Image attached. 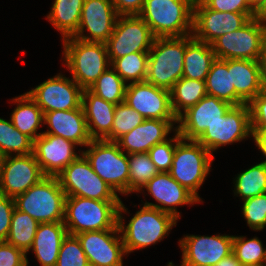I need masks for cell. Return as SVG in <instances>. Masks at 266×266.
Wrapping results in <instances>:
<instances>
[{
  "mask_svg": "<svg viewBox=\"0 0 266 266\" xmlns=\"http://www.w3.org/2000/svg\"><path fill=\"white\" fill-rule=\"evenodd\" d=\"M77 148L75 143L63 137L43 133L34 140L33 154L45 176L57 177L82 154Z\"/></svg>",
  "mask_w": 266,
  "mask_h": 266,
  "instance_id": "cell-22",
  "label": "cell"
},
{
  "mask_svg": "<svg viewBox=\"0 0 266 266\" xmlns=\"http://www.w3.org/2000/svg\"><path fill=\"white\" fill-rule=\"evenodd\" d=\"M216 59L212 46L187 35V46L183 59V77L206 81L213 61Z\"/></svg>",
  "mask_w": 266,
  "mask_h": 266,
  "instance_id": "cell-29",
  "label": "cell"
},
{
  "mask_svg": "<svg viewBox=\"0 0 266 266\" xmlns=\"http://www.w3.org/2000/svg\"><path fill=\"white\" fill-rule=\"evenodd\" d=\"M92 140L111 141L115 104L105 101L89 89H83L82 104Z\"/></svg>",
  "mask_w": 266,
  "mask_h": 266,
  "instance_id": "cell-25",
  "label": "cell"
},
{
  "mask_svg": "<svg viewBox=\"0 0 266 266\" xmlns=\"http://www.w3.org/2000/svg\"><path fill=\"white\" fill-rule=\"evenodd\" d=\"M145 0H111L119 15H138Z\"/></svg>",
  "mask_w": 266,
  "mask_h": 266,
  "instance_id": "cell-48",
  "label": "cell"
},
{
  "mask_svg": "<svg viewBox=\"0 0 266 266\" xmlns=\"http://www.w3.org/2000/svg\"><path fill=\"white\" fill-rule=\"evenodd\" d=\"M14 209V198L0 194V241L8 237Z\"/></svg>",
  "mask_w": 266,
  "mask_h": 266,
  "instance_id": "cell-47",
  "label": "cell"
},
{
  "mask_svg": "<svg viewBox=\"0 0 266 266\" xmlns=\"http://www.w3.org/2000/svg\"><path fill=\"white\" fill-rule=\"evenodd\" d=\"M144 120L145 118L139 112L132 109L125 101L117 104L111 129V141L116 142L120 137L132 131Z\"/></svg>",
  "mask_w": 266,
  "mask_h": 266,
  "instance_id": "cell-40",
  "label": "cell"
},
{
  "mask_svg": "<svg viewBox=\"0 0 266 266\" xmlns=\"http://www.w3.org/2000/svg\"><path fill=\"white\" fill-rule=\"evenodd\" d=\"M192 4H197L202 2V0H189Z\"/></svg>",
  "mask_w": 266,
  "mask_h": 266,
  "instance_id": "cell-55",
  "label": "cell"
},
{
  "mask_svg": "<svg viewBox=\"0 0 266 266\" xmlns=\"http://www.w3.org/2000/svg\"><path fill=\"white\" fill-rule=\"evenodd\" d=\"M255 17L260 19L264 24H266V0L263 6L255 13Z\"/></svg>",
  "mask_w": 266,
  "mask_h": 266,
  "instance_id": "cell-53",
  "label": "cell"
},
{
  "mask_svg": "<svg viewBox=\"0 0 266 266\" xmlns=\"http://www.w3.org/2000/svg\"><path fill=\"white\" fill-rule=\"evenodd\" d=\"M255 13L218 12L202 2L193 5V31L195 39L211 45L220 36L244 26Z\"/></svg>",
  "mask_w": 266,
  "mask_h": 266,
  "instance_id": "cell-15",
  "label": "cell"
},
{
  "mask_svg": "<svg viewBox=\"0 0 266 266\" xmlns=\"http://www.w3.org/2000/svg\"><path fill=\"white\" fill-rule=\"evenodd\" d=\"M231 78L235 87V106L248 104L265 89L260 61L231 59Z\"/></svg>",
  "mask_w": 266,
  "mask_h": 266,
  "instance_id": "cell-26",
  "label": "cell"
},
{
  "mask_svg": "<svg viewBox=\"0 0 266 266\" xmlns=\"http://www.w3.org/2000/svg\"><path fill=\"white\" fill-rule=\"evenodd\" d=\"M29 260L26 253L15 246L0 241V266H27Z\"/></svg>",
  "mask_w": 266,
  "mask_h": 266,
  "instance_id": "cell-45",
  "label": "cell"
},
{
  "mask_svg": "<svg viewBox=\"0 0 266 266\" xmlns=\"http://www.w3.org/2000/svg\"><path fill=\"white\" fill-rule=\"evenodd\" d=\"M178 120L145 119L116 143L126 154L147 153L154 145L164 142L177 130Z\"/></svg>",
  "mask_w": 266,
  "mask_h": 266,
  "instance_id": "cell-23",
  "label": "cell"
},
{
  "mask_svg": "<svg viewBox=\"0 0 266 266\" xmlns=\"http://www.w3.org/2000/svg\"><path fill=\"white\" fill-rule=\"evenodd\" d=\"M10 102L16 105L10 114V120L16 129L33 141L43 134L38 130L44 126V112L27 92L13 97Z\"/></svg>",
  "mask_w": 266,
  "mask_h": 266,
  "instance_id": "cell-28",
  "label": "cell"
},
{
  "mask_svg": "<svg viewBox=\"0 0 266 266\" xmlns=\"http://www.w3.org/2000/svg\"><path fill=\"white\" fill-rule=\"evenodd\" d=\"M129 164V195L140 192L141 189L156 174L159 173L148 153H133L128 155Z\"/></svg>",
  "mask_w": 266,
  "mask_h": 266,
  "instance_id": "cell-38",
  "label": "cell"
},
{
  "mask_svg": "<svg viewBox=\"0 0 266 266\" xmlns=\"http://www.w3.org/2000/svg\"><path fill=\"white\" fill-rule=\"evenodd\" d=\"M89 266H123L127 257L119 229L86 231L76 235Z\"/></svg>",
  "mask_w": 266,
  "mask_h": 266,
  "instance_id": "cell-19",
  "label": "cell"
},
{
  "mask_svg": "<svg viewBox=\"0 0 266 266\" xmlns=\"http://www.w3.org/2000/svg\"><path fill=\"white\" fill-rule=\"evenodd\" d=\"M145 191H147V195H145ZM139 193H144L145 196L150 195L156 201L152 203L145 199L144 202L141 200L143 204L140 205L157 208L172 215L178 221L181 219V212L178 211L177 207L183 205L194 206L201 203L191 192L176 182L169 172L156 174Z\"/></svg>",
  "mask_w": 266,
  "mask_h": 266,
  "instance_id": "cell-16",
  "label": "cell"
},
{
  "mask_svg": "<svg viewBox=\"0 0 266 266\" xmlns=\"http://www.w3.org/2000/svg\"><path fill=\"white\" fill-rule=\"evenodd\" d=\"M125 102L145 119L178 120L172 110L170 90L146 81L128 84Z\"/></svg>",
  "mask_w": 266,
  "mask_h": 266,
  "instance_id": "cell-17",
  "label": "cell"
},
{
  "mask_svg": "<svg viewBox=\"0 0 266 266\" xmlns=\"http://www.w3.org/2000/svg\"><path fill=\"white\" fill-rule=\"evenodd\" d=\"M187 35L182 37H156L149 50L145 81L170 90L183 77V59Z\"/></svg>",
  "mask_w": 266,
  "mask_h": 266,
  "instance_id": "cell-6",
  "label": "cell"
},
{
  "mask_svg": "<svg viewBox=\"0 0 266 266\" xmlns=\"http://www.w3.org/2000/svg\"><path fill=\"white\" fill-rule=\"evenodd\" d=\"M248 6L256 13L264 4L265 0H246Z\"/></svg>",
  "mask_w": 266,
  "mask_h": 266,
  "instance_id": "cell-52",
  "label": "cell"
},
{
  "mask_svg": "<svg viewBox=\"0 0 266 266\" xmlns=\"http://www.w3.org/2000/svg\"><path fill=\"white\" fill-rule=\"evenodd\" d=\"M141 206L139 205V210L135 212L126 224L125 214L129 215L130 212L122 200L119 204L117 225L127 257L134 251L143 250L161 242L169 236L172 228L178 222L172 215L157 208Z\"/></svg>",
  "mask_w": 266,
  "mask_h": 266,
  "instance_id": "cell-1",
  "label": "cell"
},
{
  "mask_svg": "<svg viewBox=\"0 0 266 266\" xmlns=\"http://www.w3.org/2000/svg\"><path fill=\"white\" fill-rule=\"evenodd\" d=\"M84 0H54L46 19L59 31L61 39L73 37L81 19Z\"/></svg>",
  "mask_w": 266,
  "mask_h": 266,
  "instance_id": "cell-30",
  "label": "cell"
},
{
  "mask_svg": "<svg viewBox=\"0 0 266 266\" xmlns=\"http://www.w3.org/2000/svg\"><path fill=\"white\" fill-rule=\"evenodd\" d=\"M87 148V149H85ZM82 154L93 171L119 196L129 195L128 154L116 142L92 140Z\"/></svg>",
  "mask_w": 266,
  "mask_h": 266,
  "instance_id": "cell-7",
  "label": "cell"
},
{
  "mask_svg": "<svg viewBox=\"0 0 266 266\" xmlns=\"http://www.w3.org/2000/svg\"><path fill=\"white\" fill-rule=\"evenodd\" d=\"M167 266H176L173 261H170L167 263ZM179 266H183L182 264H180Z\"/></svg>",
  "mask_w": 266,
  "mask_h": 266,
  "instance_id": "cell-56",
  "label": "cell"
},
{
  "mask_svg": "<svg viewBox=\"0 0 266 266\" xmlns=\"http://www.w3.org/2000/svg\"><path fill=\"white\" fill-rule=\"evenodd\" d=\"M38 225L39 223L28 213L15 207L6 242L27 253L33 244Z\"/></svg>",
  "mask_w": 266,
  "mask_h": 266,
  "instance_id": "cell-34",
  "label": "cell"
},
{
  "mask_svg": "<svg viewBox=\"0 0 266 266\" xmlns=\"http://www.w3.org/2000/svg\"><path fill=\"white\" fill-rule=\"evenodd\" d=\"M232 252L243 266H265L266 247L257 237L233 235Z\"/></svg>",
  "mask_w": 266,
  "mask_h": 266,
  "instance_id": "cell-39",
  "label": "cell"
},
{
  "mask_svg": "<svg viewBox=\"0 0 266 266\" xmlns=\"http://www.w3.org/2000/svg\"><path fill=\"white\" fill-rule=\"evenodd\" d=\"M4 156L0 153V182L2 176V168H3Z\"/></svg>",
  "mask_w": 266,
  "mask_h": 266,
  "instance_id": "cell-54",
  "label": "cell"
},
{
  "mask_svg": "<svg viewBox=\"0 0 266 266\" xmlns=\"http://www.w3.org/2000/svg\"><path fill=\"white\" fill-rule=\"evenodd\" d=\"M233 184L234 196L242 201L266 193V164L260 161L239 172Z\"/></svg>",
  "mask_w": 266,
  "mask_h": 266,
  "instance_id": "cell-33",
  "label": "cell"
},
{
  "mask_svg": "<svg viewBox=\"0 0 266 266\" xmlns=\"http://www.w3.org/2000/svg\"><path fill=\"white\" fill-rule=\"evenodd\" d=\"M252 137L250 109L248 104L232 106L221 119L197 139L212 155L219 148L243 142Z\"/></svg>",
  "mask_w": 266,
  "mask_h": 266,
  "instance_id": "cell-11",
  "label": "cell"
},
{
  "mask_svg": "<svg viewBox=\"0 0 266 266\" xmlns=\"http://www.w3.org/2000/svg\"><path fill=\"white\" fill-rule=\"evenodd\" d=\"M193 5L189 0H145L138 14L155 37L192 34Z\"/></svg>",
  "mask_w": 266,
  "mask_h": 266,
  "instance_id": "cell-4",
  "label": "cell"
},
{
  "mask_svg": "<svg viewBox=\"0 0 266 266\" xmlns=\"http://www.w3.org/2000/svg\"><path fill=\"white\" fill-rule=\"evenodd\" d=\"M68 231L64 222L39 223L33 244L32 252L40 266H56L59 250Z\"/></svg>",
  "mask_w": 266,
  "mask_h": 266,
  "instance_id": "cell-27",
  "label": "cell"
},
{
  "mask_svg": "<svg viewBox=\"0 0 266 266\" xmlns=\"http://www.w3.org/2000/svg\"><path fill=\"white\" fill-rule=\"evenodd\" d=\"M120 201H102L79 196L66 197L64 225L68 234L118 228Z\"/></svg>",
  "mask_w": 266,
  "mask_h": 266,
  "instance_id": "cell-3",
  "label": "cell"
},
{
  "mask_svg": "<svg viewBox=\"0 0 266 266\" xmlns=\"http://www.w3.org/2000/svg\"><path fill=\"white\" fill-rule=\"evenodd\" d=\"M46 177L34 154L4 157L0 194L15 198Z\"/></svg>",
  "mask_w": 266,
  "mask_h": 266,
  "instance_id": "cell-20",
  "label": "cell"
},
{
  "mask_svg": "<svg viewBox=\"0 0 266 266\" xmlns=\"http://www.w3.org/2000/svg\"><path fill=\"white\" fill-rule=\"evenodd\" d=\"M139 15H119L106 44L110 63L133 52H149L155 40Z\"/></svg>",
  "mask_w": 266,
  "mask_h": 266,
  "instance_id": "cell-12",
  "label": "cell"
},
{
  "mask_svg": "<svg viewBox=\"0 0 266 266\" xmlns=\"http://www.w3.org/2000/svg\"><path fill=\"white\" fill-rule=\"evenodd\" d=\"M118 17L111 0H84L79 28L73 37L86 42L106 43Z\"/></svg>",
  "mask_w": 266,
  "mask_h": 266,
  "instance_id": "cell-18",
  "label": "cell"
},
{
  "mask_svg": "<svg viewBox=\"0 0 266 266\" xmlns=\"http://www.w3.org/2000/svg\"><path fill=\"white\" fill-rule=\"evenodd\" d=\"M255 146L261 152L265 160L262 162L266 164V128L258 131H252V137Z\"/></svg>",
  "mask_w": 266,
  "mask_h": 266,
  "instance_id": "cell-49",
  "label": "cell"
},
{
  "mask_svg": "<svg viewBox=\"0 0 266 266\" xmlns=\"http://www.w3.org/2000/svg\"><path fill=\"white\" fill-rule=\"evenodd\" d=\"M242 215L247 226L253 231H262L266 227V193L243 201Z\"/></svg>",
  "mask_w": 266,
  "mask_h": 266,
  "instance_id": "cell-41",
  "label": "cell"
},
{
  "mask_svg": "<svg viewBox=\"0 0 266 266\" xmlns=\"http://www.w3.org/2000/svg\"><path fill=\"white\" fill-rule=\"evenodd\" d=\"M251 129L258 131L266 128V89L248 103Z\"/></svg>",
  "mask_w": 266,
  "mask_h": 266,
  "instance_id": "cell-44",
  "label": "cell"
},
{
  "mask_svg": "<svg viewBox=\"0 0 266 266\" xmlns=\"http://www.w3.org/2000/svg\"><path fill=\"white\" fill-rule=\"evenodd\" d=\"M148 58V52H133L115 59L111 63V67L127 85L143 82L147 76Z\"/></svg>",
  "mask_w": 266,
  "mask_h": 266,
  "instance_id": "cell-36",
  "label": "cell"
},
{
  "mask_svg": "<svg viewBox=\"0 0 266 266\" xmlns=\"http://www.w3.org/2000/svg\"><path fill=\"white\" fill-rule=\"evenodd\" d=\"M62 41V65L71 78L82 88L89 87L110 66L105 43L86 42L74 37Z\"/></svg>",
  "mask_w": 266,
  "mask_h": 266,
  "instance_id": "cell-2",
  "label": "cell"
},
{
  "mask_svg": "<svg viewBox=\"0 0 266 266\" xmlns=\"http://www.w3.org/2000/svg\"><path fill=\"white\" fill-rule=\"evenodd\" d=\"M260 63H261L262 80L264 88L266 89V41L264 42L263 45Z\"/></svg>",
  "mask_w": 266,
  "mask_h": 266,
  "instance_id": "cell-51",
  "label": "cell"
},
{
  "mask_svg": "<svg viewBox=\"0 0 266 266\" xmlns=\"http://www.w3.org/2000/svg\"><path fill=\"white\" fill-rule=\"evenodd\" d=\"M215 96L206 95L178 117L177 131L186 140H197L203 132L232 107Z\"/></svg>",
  "mask_w": 266,
  "mask_h": 266,
  "instance_id": "cell-21",
  "label": "cell"
},
{
  "mask_svg": "<svg viewBox=\"0 0 266 266\" xmlns=\"http://www.w3.org/2000/svg\"><path fill=\"white\" fill-rule=\"evenodd\" d=\"M65 192L58 177H44L39 183L14 198L15 207L38 223L64 221Z\"/></svg>",
  "mask_w": 266,
  "mask_h": 266,
  "instance_id": "cell-8",
  "label": "cell"
},
{
  "mask_svg": "<svg viewBox=\"0 0 266 266\" xmlns=\"http://www.w3.org/2000/svg\"><path fill=\"white\" fill-rule=\"evenodd\" d=\"M183 266H214L232 253L233 235L187 234L178 240Z\"/></svg>",
  "mask_w": 266,
  "mask_h": 266,
  "instance_id": "cell-13",
  "label": "cell"
},
{
  "mask_svg": "<svg viewBox=\"0 0 266 266\" xmlns=\"http://www.w3.org/2000/svg\"><path fill=\"white\" fill-rule=\"evenodd\" d=\"M202 3L218 12L255 13L246 0H202Z\"/></svg>",
  "mask_w": 266,
  "mask_h": 266,
  "instance_id": "cell-46",
  "label": "cell"
},
{
  "mask_svg": "<svg viewBox=\"0 0 266 266\" xmlns=\"http://www.w3.org/2000/svg\"><path fill=\"white\" fill-rule=\"evenodd\" d=\"M27 93L44 113L82 107L83 89L62 73L44 80Z\"/></svg>",
  "mask_w": 266,
  "mask_h": 266,
  "instance_id": "cell-14",
  "label": "cell"
},
{
  "mask_svg": "<svg viewBox=\"0 0 266 266\" xmlns=\"http://www.w3.org/2000/svg\"><path fill=\"white\" fill-rule=\"evenodd\" d=\"M207 95L206 82L182 77L170 89L171 106L178 118Z\"/></svg>",
  "mask_w": 266,
  "mask_h": 266,
  "instance_id": "cell-32",
  "label": "cell"
},
{
  "mask_svg": "<svg viewBox=\"0 0 266 266\" xmlns=\"http://www.w3.org/2000/svg\"><path fill=\"white\" fill-rule=\"evenodd\" d=\"M56 266H89L87 256L76 235L67 234L64 238Z\"/></svg>",
  "mask_w": 266,
  "mask_h": 266,
  "instance_id": "cell-42",
  "label": "cell"
},
{
  "mask_svg": "<svg viewBox=\"0 0 266 266\" xmlns=\"http://www.w3.org/2000/svg\"><path fill=\"white\" fill-rule=\"evenodd\" d=\"M44 125L47 126V131H42L44 134L63 137L79 146L80 150L92 141L82 107L45 112Z\"/></svg>",
  "mask_w": 266,
  "mask_h": 266,
  "instance_id": "cell-24",
  "label": "cell"
},
{
  "mask_svg": "<svg viewBox=\"0 0 266 266\" xmlns=\"http://www.w3.org/2000/svg\"><path fill=\"white\" fill-rule=\"evenodd\" d=\"M213 161L214 155L197 140L181 137L176 143L169 174L203 203L198 190L210 175Z\"/></svg>",
  "mask_w": 266,
  "mask_h": 266,
  "instance_id": "cell-5",
  "label": "cell"
},
{
  "mask_svg": "<svg viewBox=\"0 0 266 266\" xmlns=\"http://www.w3.org/2000/svg\"><path fill=\"white\" fill-rule=\"evenodd\" d=\"M126 86L120 75L110 66L89 87V90L105 101L117 105L125 101Z\"/></svg>",
  "mask_w": 266,
  "mask_h": 266,
  "instance_id": "cell-37",
  "label": "cell"
},
{
  "mask_svg": "<svg viewBox=\"0 0 266 266\" xmlns=\"http://www.w3.org/2000/svg\"><path fill=\"white\" fill-rule=\"evenodd\" d=\"M181 138L176 130L173 137H169L164 142L154 145L147 153L159 172H169L177 141Z\"/></svg>",
  "mask_w": 266,
  "mask_h": 266,
  "instance_id": "cell-43",
  "label": "cell"
},
{
  "mask_svg": "<svg viewBox=\"0 0 266 266\" xmlns=\"http://www.w3.org/2000/svg\"><path fill=\"white\" fill-rule=\"evenodd\" d=\"M214 266H243L240 261L236 258L234 253L232 252L225 258L221 259L216 265Z\"/></svg>",
  "mask_w": 266,
  "mask_h": 266,
  "instance_id": "cell-50",
  "label": "cell"
},
{
  "mask_svg": "<svg viewBox=\"0 0 266 266\" xmlns=\"http://www.w3.org/2000/svg\"><path fill=\"white\" fill-rule=\"evenodd\" d=\"M207 95L215 96L235 106V87L231 78V59L216 58L206 78Z\"/></svg>",
  "mask_w": 266,
  "mask_h": 266,
  "instance_id": "cell-31",
  "label": "cell"
},
{
  "mask_svg": "<svg viewBox=\"0 0 266 266\" xmlns=\"http://www.w3.org/2000/svg\"><path fill=\"white\" fill-rule=\"evenodd\" d=\"M57 177L66 197L121 201V197L93 171L83 154L71 162Z\"/></svg>",
  "mask_w": 266,
  "mask_h": 266,
  "instance_id": "cell-10",
  "label": "cell"
},
{
  "mask_svg": "<svg viewBox=\"0 0 266 266\" xmlns=\"http://www.w3.org/2000/svg\"><path fill=\"white\" fill-rule=\"evenodd\" d=\"M34 141L14 127L11 120L0 117V153L5 156L33 153Z\"/></svg>",
  "mask_w": 266,
  "mask_h": 266,
  "instance_id": "cell-35",
  "label": "cell"
},
{
  "mask_svg": "<svg viewBox=\"0 0 266 266\" xmlns=\"http://www.w3.org/2000/svg\"><path fill=\"white\" fill-rule=\"evenodd\" d=\"M265 41L266 24L254 17L240 29L217 38L211 46L219 59L260 61Z\"/></svg>",
  "mask_w": 266,
  "mask_h": 266,
  "instance_id": "cell-9",
  "label": "cell"
}]
</instances>
